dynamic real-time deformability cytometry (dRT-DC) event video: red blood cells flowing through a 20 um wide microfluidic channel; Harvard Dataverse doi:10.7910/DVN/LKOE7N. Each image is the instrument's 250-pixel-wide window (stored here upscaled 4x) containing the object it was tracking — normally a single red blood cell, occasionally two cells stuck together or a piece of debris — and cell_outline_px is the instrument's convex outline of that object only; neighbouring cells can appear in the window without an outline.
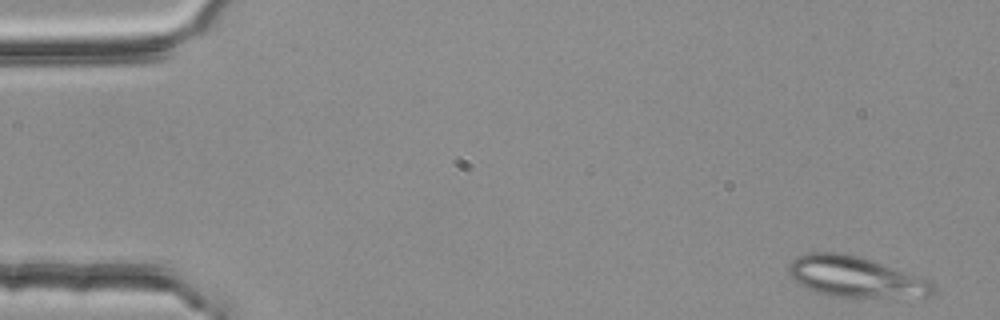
{"species": "common noctule bat (a hibernating species)", "species_latin": "Nyctalus noctula", "temperature_condition": "room temperature", "stored_images_in_passage": 4, "camera_frame_rate_fps": 3000, "um_per_image_px": 0.085, "animal": {"sex": "female", "body_mass_g": 25.1}, "frame": {"image": 1, "passage_image": 1, "time_ms": 0.0, "image_size_px": [1000, 320], "cell_outline_px": [[936, 288], [928, 296], [856, 300], [832, 296], [816, 292], [800, 284], [788, 272], [788, 268], [792, 260], [796, 256], [808, 252], [840, 252], [860, 256], [872, 260], [928, 280], [936, 284]], "centroid_in_image_um": [72.73, 23.57], "position_along_channel_um": 12.3, "area_um2": 34.97}}